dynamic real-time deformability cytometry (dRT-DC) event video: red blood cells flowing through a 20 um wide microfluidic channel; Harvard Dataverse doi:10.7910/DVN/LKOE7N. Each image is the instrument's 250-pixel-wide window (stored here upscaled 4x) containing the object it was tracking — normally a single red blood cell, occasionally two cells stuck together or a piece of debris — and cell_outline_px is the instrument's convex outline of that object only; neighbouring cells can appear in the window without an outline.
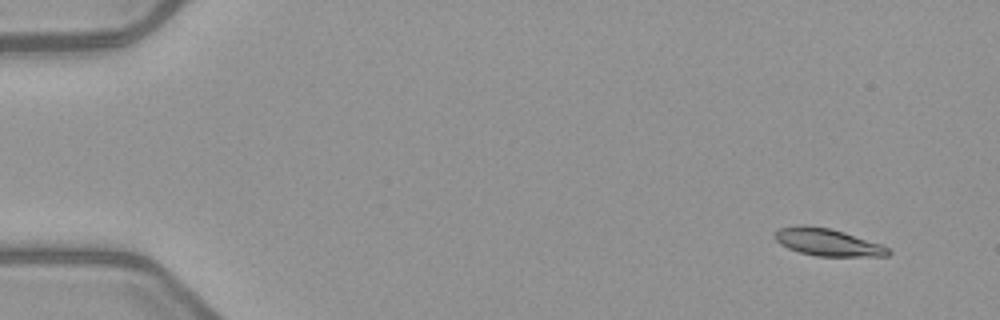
{"species": "common noctule bat (a hibernating species)", "species_latin": "Nyctalus noctula", "temperature_condition": "warm", "stored_images_in_passage": 6, "segment_of_instrument_passage": [1, 2], "camera_frame_rate_fps": 3000, "um_per_image_px": 0.085, "animal": {"sex": "female", "body_mass_g": 21.9}, "frame": {"image": 1, "passage_image": 2, "time_ms": 1.333, "image_size_px": [1000, 320], "cell_outline_px": [[892, 252], [888, 256], [816, 256], [800, 252], [788, 248], [780, 244], [772, 236], [780, 228], [800, 224], [804, 224], [828, 228], [844, 232], [880, 244], [888, 248]], "centroid_in_image_um": [70.32, 20.58], "position_along_channel_um": 14.7, "area_um2": 17.98}}